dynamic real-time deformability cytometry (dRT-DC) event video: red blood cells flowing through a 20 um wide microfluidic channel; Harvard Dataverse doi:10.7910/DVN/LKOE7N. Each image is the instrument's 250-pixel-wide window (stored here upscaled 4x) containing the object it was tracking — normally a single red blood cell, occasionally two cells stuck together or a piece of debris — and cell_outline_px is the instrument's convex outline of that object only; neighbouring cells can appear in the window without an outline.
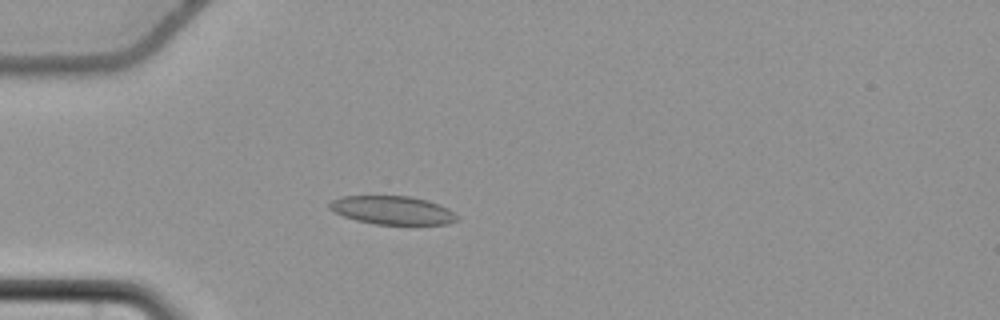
{"species": "common noctule bat (a hibernating species)", "species_latin": "Nyctalus noctula", "temperature_condition": "cold", "stored_images_in_passage": 42, "camera_frame_rate_fps": 3000, "um_per_image_px": 0.085, "animal": {"sex": "female", "body_mass_g": 22.7, "forearm_length_mm": 54.2}, "frame": {"image": 1, "passage_image": 10, "time_ms": 3.0, "image_size_px": [1000, 320], "cell_outline_px": [[460, 220], [448, 224], [376, 224], [356, 220], [344, 216], [328, 208], [328, 204], [332, 200], [340, 196], [408, 196], [428, 200], [440, 204], [448, 208], [460, 216]], "centroid_in_image_um": [33.41, 17.86], "position_along_channel_um": 51.6, "area_um2": 21.27}}
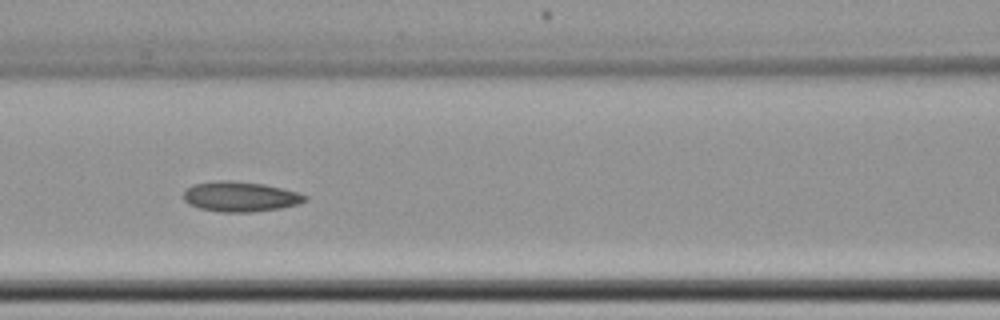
{"frame": {"image": 2, "passage_image": 19, "time_ms": 6.0, "image_size_px": [1000, 320], "cell_outline_px": [[308, 200], [300, 204], [280, 208], [248, 212], [220, 212], [200, 208], [188, 204], [184, 200], [184, 192], [192, 184], [220, 180], [232, 180], [264, 184], [296, 192], [308, 196]], "centroid_in_image_um": [20.42, 16.71], "position_along_channel_um": 146.2, "area_um2": 21.27}}
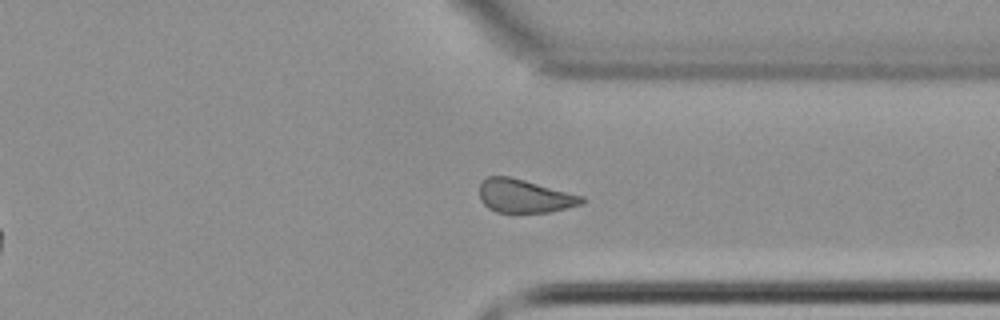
{"frame": {"image": 3, "passage_image": 37, "time_ms": 12.0, "image_size_px": [1000, 320], "cell_outline_px": [[584, 200], [580, 204], [548, 212], [496, 212], [488, 208], [480, 200], [480, 184], [488, 176], [508, 176], [524, 180], [584, 196]], "centroid_in_image_um": [44.54, 16.66], "position_along_channel_um": 366.9, "area_um2": 19.59}, "authors_computed_cell_mechanics": {"area_um2": 20.8658, "velocity_mm_per_s": 3.6685, "shape_relaxation_time_tau1_ms": null, "shape_relaxation_time_tau2_ms": 5.4294, "deformation_change_tau1": null, "deformation_change_tau2": 0.0829}}